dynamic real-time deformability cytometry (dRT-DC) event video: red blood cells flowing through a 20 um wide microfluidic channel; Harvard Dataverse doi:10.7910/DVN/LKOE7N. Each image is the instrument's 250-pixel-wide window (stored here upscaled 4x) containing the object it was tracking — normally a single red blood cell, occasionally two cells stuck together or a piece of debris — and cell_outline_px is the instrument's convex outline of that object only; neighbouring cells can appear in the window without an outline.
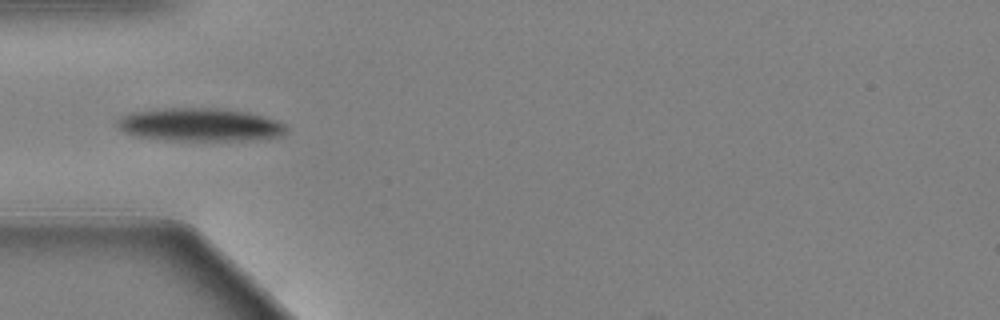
{"species": "Egyptian fruit bat (a non-hibernating species)", "species_latin": "Rousettus aegyptiacus", "temperature_condition": "warm", "stored_images_in_passage": 43, "camera_frame_rate_fps": 3000, "um_per_image_px": 0.085, "animal": {"sex": "female"}, "frame": {"image": 1, "passage_image": 1, "time_ms": 0.0, "image_size_px": [1000, 320], "cell_outline_px": [[288, 128], [280, 136], [252, 140], [164, 140], [132, 136], [116, 128], [116, 120], [120, 116], [132, 112], [156, 108], [220, 108], [248, 112], [264, 116], [276, 120], [284, 124]], "centroid_in_image_um": [16.92, 10.59], "position_along_channel_um": 68.1, "area_um2": 33.06}}
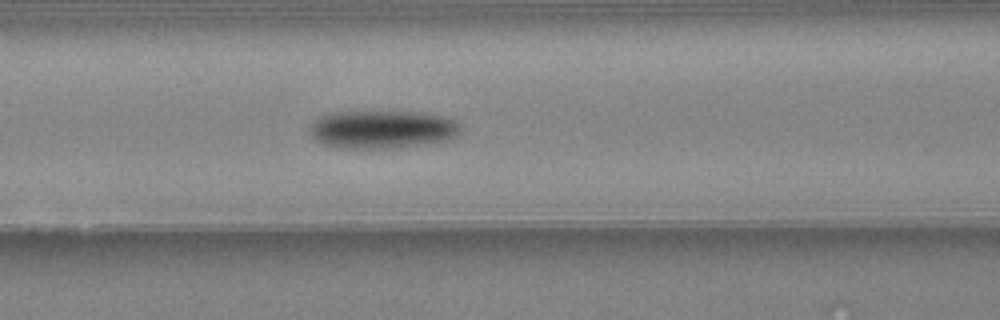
{"frame": {"image": 2, "passage_image": 7, "time_ms": 2.0, "image_size_px": [1000, 320], "cell_outline_px": [[460, 132], [456, 136], [448, 140], [392, 148], [340, 148], [324, 144], [316, 140], [312, 136], [308, 128], [320, 116], [328, 112], [420, 112], [444, 116], [456, 120], [460, 124]], "centroid_in_image_um": [32.49, 10.99], "position_along_channel_um": 134.1, "area_um2": 33.47}}
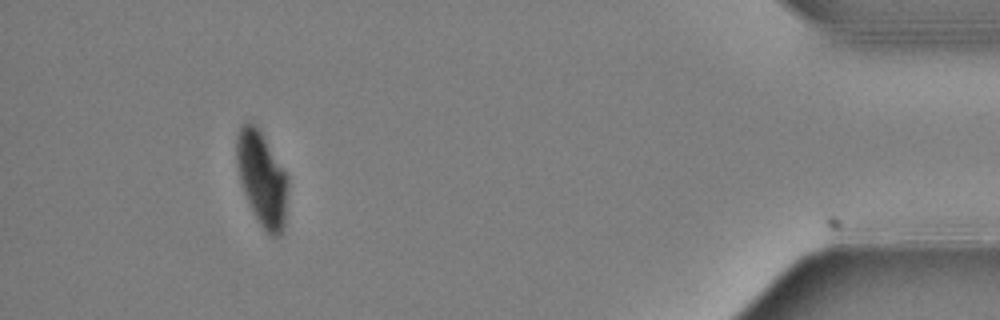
{"frame": {"image": 3, "passage_image": 38, "time_ms": 12.333, "image_size_px": [1000, 320], "cell_outline_px": [[288, 188], [284, 228], [280, 236], [272, 236], [260, 224], [244, 192], [240, 180], [236, 160], [236, 132], [240, 124], [244, 120], [252, 120], [256, 124], [288, 176]], "centroid_in_image_um": [22.25, 15.1], "position_along_channel_um": 412.9, "area_um2": 28.26}}